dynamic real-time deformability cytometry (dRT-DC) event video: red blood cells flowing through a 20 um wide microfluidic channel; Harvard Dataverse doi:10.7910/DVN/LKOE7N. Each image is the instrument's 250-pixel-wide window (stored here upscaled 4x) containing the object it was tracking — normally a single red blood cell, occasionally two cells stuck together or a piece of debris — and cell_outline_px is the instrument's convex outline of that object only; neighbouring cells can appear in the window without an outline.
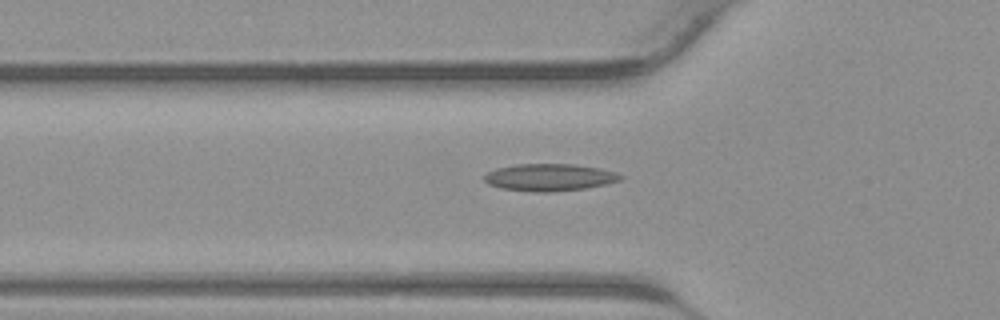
{"species": "common noctule bat (a hibernating species)", "species_latin": "Nyctalus noctula", "temperature_condition": "warm", "stored_images_in_passage": 42, "camera_frame_rate_fps": 3000, "um_per_image_px": 0.085, "animal": {"sex": "male", "body_mass_g": 23.1, "forearm_length_mm": 52.7}, "frame": {"image": 1, "passage_image": 14, "time_ms": 4.333, "image_size_px": [1000, 320], "cell_outline_px": [[624, 176], [620, 180], [604, 184], [584, 188], [552, 192], [532, 192], [500, 188], [488, 184], [484, 180], [484, 176], [488, 172], [496, 168], [516, 164], [572, 164], [600, 168], [616, 172]], "centroid_in_image_um": [46.68, 15.07], "position_along_channel_um": 79.1, "area_um2": 21.56}}
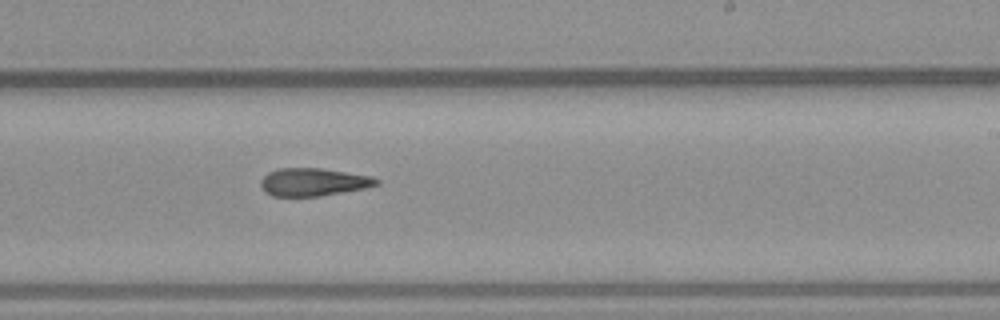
{"frame": {"image": 2, "passage_image": 25, "time_ms": 8.0, "image_size_px": [1000, 320], "cell_outline_px": [[380, 184], [364, 188], [320, 196], [272, 196], [264, 192], [260, 184], [260, 180], [268, 172], [280, 168], [320, 168], [372, 176], [380, 180]], "centroid_in_image_um": [26.62, 15.47], "position_along_channel_um": 262.4, "area_um2": 18.79}}
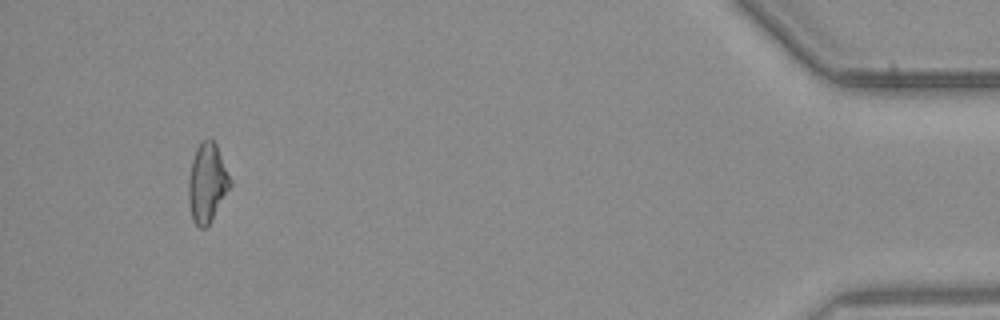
{"frame": {"image": 3, "passage_image": 39, "time_ms": 12.667, "image_size_px": [1000, 320], "cell_outline_px": [[232, 184], [208, 224], [204, 228], [200, 228], [192, 220], [188, 204], [188, 180], [192, 160], [196, 148], [200, 140], [208, 136], [216, 144], [232, 180]], "centroid_in_image_um": [17.59, 15.49], "position_along_channel_um": 417.6, "area_um2": 19.25}}